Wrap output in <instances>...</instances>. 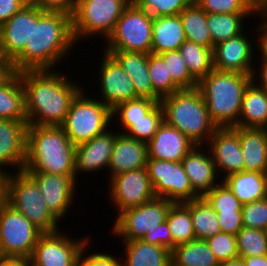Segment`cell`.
I'll return each mask as SVG.
<instances>
[{"label": "cell", "instance_id": "7bdbcfd3", "mask_svg": "<svg viewBox=\"0 0 267 266\" xmlns=\"http://www.w3.org/2000/svg\"><path fill=\"white\" fill-rule=\"evenodd\" d=\"M216 212L241 211L243 204L221 181L203 196Z\"/></svg>", "mask_w": 267, "mask_h": 266}, {"label": "cell", "instance_id": "5b68a950", "mask_svg": "<svg viewBox=\"0 0 267 266\" xmlns=\"http://www.w3.org/2000/svg\"><path fill=\"white\" fill-rule=\"evenodd\" d=\"M160 104L164 121L186 135L195 145L205 146L218 128L211 120L198 88L181 89L163 97Z\"/></svg>", "mask_w": 267, "mask_h": 266}, {"label": "cell", "instance_id": "7c38bea8", "mask_svg": "<svg viewBox=\"0 0 267 266\" xmlns=\"http://www.w3.org/2000/svg\"><path fill=\"white\" fill-rule=\"evenodd\" d=\"M146 169L156 197L184 203L200 197L193 189L181 162L147 158Z\"/></svg>", "mask_w": 267, "mask_h": 266}, {"label": "cell", "instance_id": "8d00e7d4", "mask_svg": "<svg viewBox=\"0 0 267 266\" xmlns=\"http://www.w3.org/2000/svg\"><path fill=\"white\" fill-rule=\"evenodd\" d=\"M178 51L198 82L214 69L213 49L186 40Z\"/></svg>", "mask_w": 267, "mask_h": 266}, {"label": "cell", "instance_id": "f6af8a7d", "mask_svg": "<svg viewBox=\"0 0 267 266\" xmlns=\"http://www.w3.org/2000/svg\"><path fill=\"white\" fill-rule=\"evenodd\" d=\"M206 242L220 264L239 257L235 235L220 232Z\"/></svg>", "mask_w": 267, "mask_h": 266}, {"label": "cell", "instance_id": "b9f144b4", "mask_svg": "<svg viewBox=\"0 0 267 266\" xmlns=\"http://www.w3.org/2000/svg\"><path fill=\"white\" fill-rule=\"evenodd\" d=\"M159 102L160 101L140 97L122 102L112 109L113 120L115 119L114 121H116L119 119V121H138L139 119H143V117L147 115Z\"/></svg>", "mask_w": 267, "mask_h": 266}, {"label": "cell", "instance_id": "4316f807", "mask_svg": "<svg viewBox=\"0 0 267 266\" xmlns=\"http://www.w3.org/2000/svg\"><path fill=\"white\" fill-rule=\"evenodd\" d=\"M185 41L180 15L153 17L152 54L176 51Z\"/></svg>", "mask_w": 267, "mask_h": 266}, {"label": "cell", "instance_id": "db71d44e", "mask_svg": "<svg viewBox=\"0 0 267 266\" xmlns=\"http://www.w3.org/2000/svg\"><path fill=\"white\" fill-rule=\"evenodd\" d=\"M259 23L256 26V36H257V42H256V46L258 48H256V50H258L257 52H260V57H257L256 59L258 60V58H260L259 63H267V24L260 18ZM260 50V51H259Z\"/></svg>", "mask_w": 267, "mask_h": 266}, {"label": "cell", "instance_id": "be15d7a7", "mask_svg": "<svg viewBox=\"0 0 267 266\" xmlns=\"http://www.w3.org/2000/svg\"><path fill=\"white\" fill-rule=\"evenodd\" d=\"M267 24V8L259 16Z\"/></svg>", "mask_w": 267, "mask_h": 266}, {"label": "cell", "instance_id": "3957f363", "mask_svg": "<svg viewBox=\"0 0 267 266\" xmlns=\"http://www.w3.org/2000/svg\"><path fill=\"white\" fill-rule=\"evenodd\" d=\"M75 149L61 126L28 125L24 171L75 175Z\"/></svg>", "mask_w": 267, "mask_h": 266}, {"label": "cell", "instance_id": "d4e9b609", "mask_svg": "<svg viewBox=\"0 0 267 266\" xmlns=\"http://www.w3.org/2000/svg\"><path fill=\"white\" fill-rule=\"evenodd\" d=\"M131 77L136 95L153 100V85L149 77L148 54L129 51H104Z\"/></svg>", "mask_w": 267, "mask_h": 266}, {"label": "cell", "instance_id": "2e32d148", "mask_svg": "<svg viewBox=\"0 0 267 266\" xmlns=\"http://www.w3.org/2000/svg\"><path fill=\"white\" fill-rule=\"evenodd\" d=\"M243 31L231 39L216 44L213 48V66L219 71L245 73L252 76L258 63H253L256 51V40ZM247 35V36H246ZM255 46V47H254ZM255 55V56H253Z\"/></svg>", "mask_w": 267, "mask_h": 266}, {"label": "cell", "instance_id": "8fae6325", "mask_svg": "<svg viewBox=\"0 0 267 266\" xmlns=\"http://www.w3.org/2000/svg\"><path fill=\"white\" fill-rule=\"evenodd\" d=\"M172 204L167 199L155 197L139 206L125 209L116 216L110 234L122 238L121 241L141 240L147 232L154 231L166 220Z\"/></svg>", "mask_w": 267, "mask_h": 266}, {"label": "cell", "instance_id": "cb8c5ba5", "mask_svg": "<svg viewBox=\"0 0 267 266\" xmlns=\"http://www.w3.org/2000/svg\"><path fill=\"white\" fill-rule=\"evenodd\" d=\"M32 33V5L27 4L0 27L3 57L13 60L30 40Z\"/></svg>", "mask_w": 267, "mask_h": 266}, {"label": "cell", "instance_id": "ee69618b", "mask_svg": "<svg viewBox=\"0 0 267 266\" xmlns=\"http://www.w3.org/2000/svg\"><path fill=\"white\" fill-rule=\"evenodd\" d=\"M194 0H138L135 4L152 17L179 15Z\"/></svg>", "mask_w": 267, "mask_h": 266}, {"label": "cell", "instance_id": "52a82bcc", "mask_svg": "<svg viewBox=\"0 0 267 266\" xmlns=\"http://www.w3.org/2000/svg\"><path fill=\"white\" fill-rule=\"evenodd\" d=\"M83 89L72 101L64 123L61 125L67 137L75 145L92 140L105 132L113 123L112 109L100 100L88 97Z\"/></svg>", "mask_w": 267, "mask_h": 266}, {"label": "cell", "instance_id": "9c48e42d", "mask_svg": "<svg viewBox=\"0 0 267 266\" xmlns=\"http://www.w3.org/2000/svg\"><path fill=\"white\" fill-rule=\"evenodd\" d=\"M153 17L129 4L105 41L104 51H129L151 53Z\"/></svg>", "mask_w": 267, "mask_h": 266}, {"label": "cell", "instance_id": "ab89813d", "mask_svg": "<svg viewBox=\"0 0 267 266\" xmlns=\"http://www.w3.org/2000/svg\"><path fill=\"white\" fill-rule=\"evenodd\" d=\"M236 239L239 257L267 255V231L243 227Z\"/></svg>", "mask_w": 267, "mask_h": 266}, {"label": "cell", "instance_id": "e575fe53", "mask_svg": "<svg viewBox=\"0 0 267 266\" xmlns=\"http://www.w3.org/2000/svg\"><path fill=\"white\" fill-rule=\"evenodd\" d=\"M179 15L186 40L213 49L207 26V13L193 1Z\"/></svg>", "mask_w": 267, "mask_h": 266}, {"label": "cell", "instance_id": "83f0119b", "mask_svg": "<svg viewBox=\"0 0 267 266\" xmlns=\"http://www.w3.org/2000/svg\"><path fill=\"white\" fill-rule=\"evenodd\" d=\"M222 181L242 204L267 197V173L241 171L222 178Z\"/></svg>", "mask_w": 267, "mask_h": 266}, {"label": "cell", "instance_id": "277c9868", "mask_svg": "<svg viewBox=\"0 0 267 266\" xmlns=\"http://www.w3.org/2000/svg\"><path fill=\"white\" fill-rule=\"evenodd\" d=\"M251 82L249 74L216 69L198 82L197 88L217 127H235L238 124L244 92Z\"/></svg>", "mask_w": 267, "mask_h": 266}, {"label": "cell", "instance_id": "9f6ffc18", "mask_svg": "<svg viewBox=\"0 0 267 266\" xmlns=\"http://www.w3.org/2000/svg\"><path fill=\"white\" fill-rule=\"evenodd\" d=\"M14 73L15 70L13 68L12 61L7 58H0V86Z\"/></svg>", "mask_w": 267, "mask_h": 266}, {"label": "cell", "instance_id": "f907efd6", "mask_svg": "<svg viewBox=\"0 0 267 266\" xmlns=\"http://www.w3.org/2000/svg\"><path fill=\"white\" fill-rule=\"evenodd\" d=\"M217 219L221 226L223 233L237 235V233L243 228L242 212H216Z\"/></svg>", "mask_w": 267, "mask_h": 266}, {"label": "cell", "instance_id": "4dcf8cb0", "mask_svg": "<svg viewBox=\"0 0 267 266\" xmlns=\"http://www.w3.org/2000/svg\"><path fill=\"white\" fill-rule=\"evenodd\" d=\"M0 119L27 121L25 95L19 72L0 86Z\"/></svg>", "mask_w": 267, "mask_h": 266}, {"label": "cell", "instance_id": "7dc6e473", "mask_svg": "<svg viewBox=\"0 0 267 266\" xmlns=\"http://www.w3.org/2000/svg\"><path fill=\"white\" fill-rule=\"evenodd\" d=\"M206 13H255L245 0H194Z\"/></svg>", "mask_w": 267, "mask_h": 266}, {"label": "cell", "instance_id": "44dd1931", "mask_svg": "<svg viewBox=\"0 0 267 266\" xmlns=\"http://www.w3.org/2000/svg\"><path fill=\"white\" fill-rule=\"evenodd\" d=\"M203 147V145H195L181 161L192 189L200 197L222 181L208 148L203 150Z\"/></svg>", "mask_w": 267, "mask_h": 266}, {"label": "cell", "instance_id": "816d5d0a", "mask_svg": "<svg viewBox=\"0 0 267 266\" xmlns=\"http://www.w3.org/2000/svg\"><path fill=\"white\" fill-rule=\"evenodd\" d=\"M28 4L44 11H60L72 15L75 0H28Z\"/></svg>", "mask_w": 267, "mask_h": 266}, {"label": "cell", "instance_id": "74e56055", "mask_svg": "<svg viewBox=\"0 0 267 266\" xmlns=\"http://www.w3.org/2000/svg\"><path fill=\"white\" fill-rule=\"evenodd\" d=\"M166 221L173 239V248L176 245L195 240L190 211L183 203L171 205Z\"/></svg>", "mask_w": 267, "mask_h": 266}, {"label": "cell", "instance_id": "ac0fdd59", "mask_svg": "<svg viewBox=\"0 0 267 266\" xmlns=\"http://www.w3.org/2000/svg\"><path fill=\"white\" fill-rule=\"evenodd\" d=\"M207 145L216 165L219 178L223 176L225 178L233 173L244 171V158L239 141V127H218L210 137Z\"/></svg>", "mask_w": 267, "mask_h": 266}, {"label": "cell", "instance_id": "f1b7e54d", "mask_svg": "<svg viewBox=\"0 0 267 266\" xmlns=\"http://www.w3.org/2000/svg\"><path fill=\"white\" fill-rule=\"evenodd\" d=\"M122 244L125 247L122 266H171V251L164 246L142 240L123 241Z\"/></svg>", "mask_w": 267, "mask_h": 266}, {"label": "cell", "instance_id": "30bf717a", "mask_svg": "<svg viewBox=\"0 0 267 266\" xmlns=\"http://www.w3.org/2000/svg\"><path fill=\"white\" fill-rule=\"evenodd\" d=\"M43 232L5 203L0 209V258L29 260Z\"/></svg>", "mask_w": 267, "mask_h": 266}, {"label": "cell", "instance_id": "ba28073f", "mask_svg": "<svg viewBox=\"0 0 267 266\" xmlns=\"http://www.w3.org/2000/svg\"><path fill=\"white\" fill-rule=\"evenodd\" d=\"M128 5L125 0H75L71 15L75 43L91 36L106 41Z\"/></svg>", "mask_w": 267, "mask_h": 266}, {"label": "cell", "instance_id": "484cf974", "mask_svg": "<svg viewBox=\"0 0 267 266\" xmlns=\"http://www.w3.org/2000/svg\"><path fill=\"white\" fill-rule=\"evenodd\" d=\"M244 171L267 173V129L239 127Z\"/></svg>", "mask_w": 267, "mask_h": 266}, {"label": "cell", "instance_id": "1f68e13d", "mask_svg": "<svg viewBox=\"0 0 267 266\" xmlns=\"http://www.w3.org/2000/svg\"><path fill=\"white\" fill-rule=\"evenodd\" d=\"M206 240H192L171 250V266H220Z\"/></svg>", "mask_w": 267, "mask_h": 266}, {"label": "cell", "instance_id": "e7e4bbea", "mask_svg": "<svg viewBox=\"0 0 267 266\" xmlns=\"http://www.w3.org/2000/svg\"><path fill=\"white\" fill-rule=\"evenodd\" d=\"M128 4H135L138 0H125Z\"/></svg>", "mask_w": 267, "mask_h": 266}, {"label": "cell", "instance_id": "6125c7cd", "mask_svg": "<svg viewBox=\"0 0 267 266\" xmlns=\"http://www.w3.org/2000/svg\"><path fill=\"white\" fill-rule=\"evenodd\" d=\"M220 266H245L240 257L221 263Z\"/></svg>", "mask_w": 267, "mask_h": 266}, {"label": "cell", "instance_id": "11a10c76", "mask_svg": "<svg viewBox=\"0 0 267 266\" xmlns=\"http://www.w3.org/2000/svg\"><path fill=\"white\" fill-rule=\"evenodd\" d=\"M252 81L258 87L267 91V63H259L258 69L257 67L254 68L252 74Z\"/></svg>", "mask_w": 267, "mask_h": 266}, {"label": "cell", "instance_id": "c3c4849f", "mask_svg": "<svg viewBox=\"0 0 267 266\" xmlns=\"http://www.w3.org/2000/svg\"><path fill=\"white\" fill-rule=\"evenodd\" d=\"M90 244H88L85 249L83 250L80 259L77 263V266H122L121 259L116 258V256H113V254H109L105 252H98L96 253H89L90 255H86V250L88 254V247Z\"/></svg>", "mask_w": 267, "mask_h": 266}, {"label": "cell", "instance_id": "8992f818", "mask_svg": "<svg viewBox=\"0 0 267 266\" xmlns=\"http://www.w3.org/2000/svg\"><path fill=\"white\" fill-rule=\"evenodd\" d=\"M14 171L7 173L6 203L43 233L59 231L61 222L46 206L37 183L25 171Z\"/></svg>", "mask_w": 267, "mask_h": 266}, {"label": "cell", "instance_id": "d6a6232c", "mask_svg": "<svg viewBox=\"0 0 267 266\" xmlns=\"http://www.w3.org/2000/svg\"><path fill=\"white\" fill-rule=\"evenodd\" d=\"M183 204L190 211L195 239L206 240L222 232L216 211L204 197Z\"/></svg>", "mask_w": 267, "mask_h": 266}, {"label": "cell", "instance_id": "bcb514c9", "mask_svg": "<svg viewBox=\"0 0 267 266\" xmlns=\"http://www.w3.org/2000/svg\"><path fill=\"white\" fill-rule=\"evenodd\" d=\"M243 227L267 231V198L242 206Z\"/></svg>", "mask_w": 267, "mask_h": 266}, {"label": "cell", "instance_id": "d590c367", "mask_svg": "<svg viewBox=\"0 0 267 266\" xmlns=\"http://www.w3.org/2000/svg\"><path fill=\"white\" fill-rule=\"evenodd\" d=\"M164 121V112L160 102L143 119L138 121H118L119 132L134 139L148 143L157 133ZM121 129V130H120ZM123 131V132H122ZM126 131V132H125Z\"/></svg>", "mask_w": 267, "mask_h": 266}, {"label": "cell", "instance_id": "94428289", "mask_svg": "<svg viewBox=\"0 0 267 266\" xmlns=\"http://www.w3.org/2000/svg\"><path fill=\"white\" fill-rule=\"evenodd\" d=\"M0 266H31L29 260L0 258Z\"/></svg>", "mask_w": 267, "mask_h": 266}, {"label": "cell", "instance_id": "d6986e66", "mask_svg": "<svg viewBox=\"0 0 267 266\" xmlns=\"http://www.w3.org/2000/svg\"><path fill=\"white\" fill-rule=\"evenodd\" d=\"M118 132L108 129L95 136L92 140L76 146L75 149V179L79 173H94L107 170Z\"/></svg>", "mask_w": 267, "mask_h": 266}, {"label": "cell", "instance_id": "91938a15", "mask_svg": "<svg viewBox=\"0 0 267 266\" xmlns=\"http://www.w3.org/2000/svg\"><path fill=\"white\" fill-rule=\"evenodd\" d=\"M7 173L0 171V209L6 203Z\"/></svg>", "mask_w": 267, "mask_h": 266}, {"label": "cell", "instance_id": "6f0895ef", "mask_svg": "<svg viewBox=\"0 0 267 266\" xmlns=\"http://www.w3.org/2000/svg\"><path fill=\"white\" fill-rule=\"evenodd\" d=\"M240 258L245 266H267V255Z\"/></svg>", "mask_w": 267, "mask_h": 266}, {"label": "cell", "instance_id": "7402d4cb", "mask_svg": "<svg viewBox=\"0 0 267 266\" xmlns=\"http://www.w3.org/2000/svg\"><path fill=\"white\" fill-rule=\"evenodd\" d=\"M194 146L186 135L163 121L147 143L148 158L181 162Z\"/></svg>", "mask_w": 267, "mask_h": 266}, {"label": "cell", "instance_id": "681fc988", "mask_svg": "<svg viewBox=\"0 0 267 266\" xmlns=\"http://www.w3.org/2000/svg\"><path fill=\"white\" fill-rule=\"evenodd\" d=\"M141 240L147 244L164 246L170 251L173 249V239L166 220L158 225V228H156L154 231L147 232L145 236L141 238Z\"/></svg>", "mask_w": 267, "mask_h": 266}, {"label": "cell", "instance_id": "f546056e", "mask_svg": "<svg viewBox=\"0 0 267 266\" xmlns=\"http://www.w3.org/2000/svg\"><path fill=\"white\" fill-rule=\"evenodd\" d=\"M242 128H267V91L253 81L244 92L238 124Z\"/></svg>", "mask_w": 267, "mask_h": 266}, {"label": "cell", "instance_id": "603a6c76", "mask_svg": "<svg viewBox=\"0 0 267 266\" xmlns=\"http://www.w3.org/2000/svg\"><path fill=\"white\" fill-rule=\"evenodd\" d=\"M148 158L147 143L117 133L111 160L107 169V181L114 175L145 168Z\"/></svg>", "mask_w": 267, "mask_h": 266}, {"label": "cell", "instance_id": "9a60e30c", "mask_svg": "<svg viewBox=\"0 0 267 266\" xmlns=\"http://www.w3.org/2000/svg\"><path fill=\"white\" fill-rule=\"evenodd\" d=\"M38 185L50 212L62 221L74 203L77 188L75 175H57L45 172H26ZM76 189V190H75Z\"/></svg>", "mask_w": 267, "mask_h": 266}, {"label": "cell", "instance_id": "4fadbf2b", "mask_svg": "<svg viewBox=\"0 0 267 266\" xmlns=\"http://www.w3.org/2000/svg\"><path fill=\"white\" fill-rule=\"evenodd\" d=\"M77 238L60 230L43 233L29 259L31 266H77L83 250L91 242L89 236Z\"/></svg>", "mask_w": 267, "mask_h": 266}, {"label": "cell", "instance_id": "e0dca14e", "mask_svg": "<svg viewBox=\"0 0 267 266\" xmlns=\"http://www.w3.org/2000/svg\"><path fill=\"white\" fill-rule=\"evenodd\" d=\"M103 57V58H102ZM99 65L98 86L100 95L98 100L110 107L115 108L118 104L139 98L133 87L131 77L121 66L107 53L101 55ZM102 97V99H101Z\"/></svg>", "mask_w": 267, "mask_h": 266}, {"label": "cell", "instance_id": "03108f58", "mask_svg": "<svg viewBox=\"0 0 267 266\" xmlns=\"http://www.w3.org/2000/svg\"><path fill=\"white\" fill-rule=\"evenodd\" d=\"M0 58H4V57H3L2 50H1V38H0Z\"/></svg>", "mask_w": 267, "mask_h": 266}, {"label": "cell", "instance_id": "60d3db41", "mask_svg": "<svg viewBox=\"0 0 267 266\" xmlns=\"http://www.w3.org/2000/svg\"><path fill=\"white\" fill-rule=\"evenodd\" d=\"M159 56L167 64L168 73L171 74L173 82L180 89H194L198 87V81L192 76L178 50L166 51L159 54Z\"/></svg>", "mask_w": 267, "mask_h": 266}, {"label": "cell", "instance_id": "680465c9", "mask_svg": "<svg viewBox=\"0 0 267 266\" xmlns=\"http://www.w3.org/2000/svg\"><path fill=\"white\" fill-rule=\"evenodd\" d=\"M251 9L260 16L267 8V0H245Z\"/></svg>", "mask_w": 267, "mask_h": 266}, {"label": "cell", "instance_id": "6da1fadb", "mask_svg": "<svg viewBox=\"0 0 267 266\" xmlns=\"http://www.w3.org/2000/svg\"><path fill=\"white\" fill-rule=\"evenodd\" d=\"M76 46L71 15L60 11H44L32 5L31 38L12 60V65L15 72L55 69L62 60L66 61Z\"/></svg>", "mask_w": 267, "mask_h": 266}, {"label": "cell", "instance_id": "ffe728a7", "mask_svg": "<svg viewBox=\"0 0 267 266\" xmlns=\"http://www.w3.org/2000/svg\"><path fill=\"white\" fill-rule=\"evenodd\" d=\"M27 127V121L0 119V171L8 173L11 167L24 171Z\"/></svg>", "mask_w": 267, "mask_h": 266}, {"label": "cell", "instance_id": "f35d334b", "mask_svg": "<svg viewBox=\"0 0 267 266\" xmlns=\"http://www.w3.org/2000/svg\"><path fill=\"white\" fill-rule=\"evenodd\" d=\"M149 77L153 85V100L160 101L163 97L181 90L168 73L167 64L156 54H148Z\"/></svg>", "mask_w": 267, "mask_h": 266}, {"label": "cell", "instance_id": "7a4b0ae2", "mask_svg": "<svg viewBox=\"0 0 267 266\" xmlns=\"http://www.w3.org/2000/svg\"><path fill=\"white\" fill-rule=\"evenodd\" d=\"M57 71L56 67L19 72L28 125L61 126L72 101L84 89L72 77Z\"/></svg>", "mask_w": 267, "mask_h": 266}, {"label": "cell", "instance_id": "836d02e7", "mask_svg": "<svg viewBox=\"0 0 267 266\" xmlns=\"http://www.w3.org/2000/svg\"><path fill=\"white\" fill-rule=\"evenodd\" d=\"M256 13H207V26L213 41L216 44L231 39L243 32L248 17L253 18ZM245 23V24H244Z\"/></svg>", "mask_w": 267, "mask_h": 266}, {"label": "cell", "instance_id": "5bb4252c", "mask_svg": "<svg viewBox=\"0 0 267 266\" xmlns=\"http://www.w3.org/2000/svg\"><path fill=\"white\" fill-rule=\"evenodd\" d=\"M109 180L108 197L117 215L156 197L146 167L114 175Z\"/></svg>", "mask_w": 267, "mask_h": 266}, {"label": "cell", "instance_id": "f5cc1de1", "mask_svg": "<svg viewBox=\"0 0 267 266\" xmlns=\"http://www.w3.org/2000/svg\"><path fill=\"white\" fill-rule=\"evenodd\" d=\"M27 4L28 0H0V27Z\"/></svg>", "mask_w": 267, "mask_h": 266}]
</instances>
